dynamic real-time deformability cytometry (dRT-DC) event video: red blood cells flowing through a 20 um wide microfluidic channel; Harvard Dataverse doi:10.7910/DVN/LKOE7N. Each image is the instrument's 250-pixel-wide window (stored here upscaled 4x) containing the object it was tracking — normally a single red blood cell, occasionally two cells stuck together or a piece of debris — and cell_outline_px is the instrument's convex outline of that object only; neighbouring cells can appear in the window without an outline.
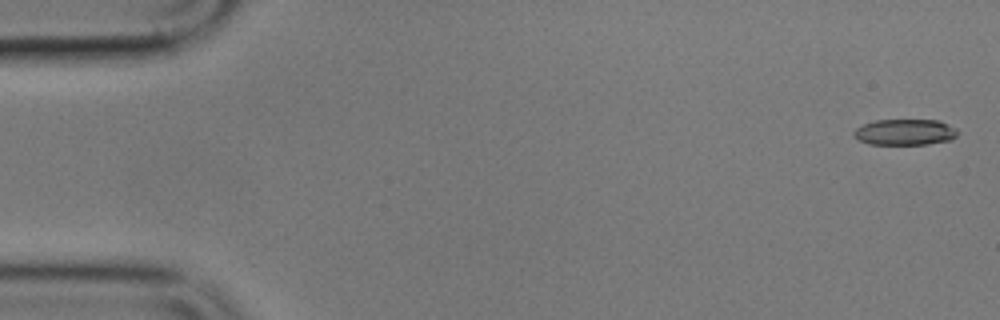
{"species": "common noctule bat (a hibernating species)", "species_latin": "Nyctalus noctula", "temperature_condition": "cold", "stored_images_in_passage": 4, "camera_frame_rate_fps": 3000, "um_per_image_px": 0.085, "animal": {"sex": "male", "body_mass_g": 17.9}, "frame": {"image": 1, "passage_image": 1, "time_ms": 0.0, "image_size_px": [1000, 320], "cell_outline_px": [[960, 132], [952, 140], [928, 144], [868, 144], [860, 140], [852, 132], [856, 128], [864, 124], [876, 120], [940, 120], [956, 128]], "centroid_in_image_um": [76.98, 11.23], "position_along_channel_um": 8.0, "area_um2": 15.78}}
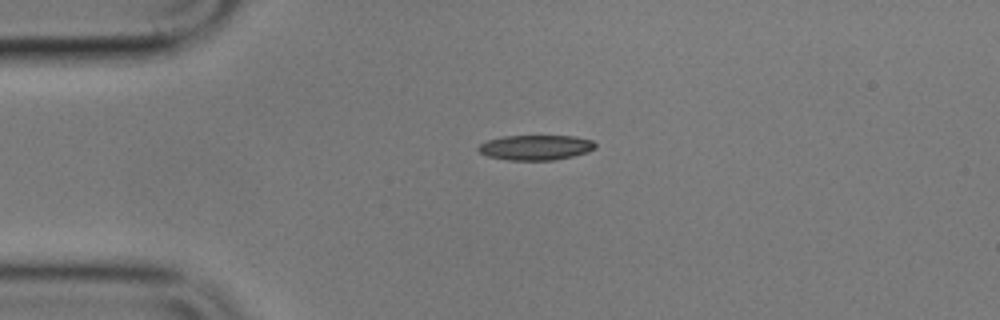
{"frame": {"image": 2, "passage_image": 3, "time_ms": 4.0, "image_size_px": [1000, 320], "cell_outline_px": [[596, 148], [588, 152], [556, 160], [508, 160], [488, 156], [480, 152], [476, 148], [480, 144], [488, 140], [504, 136], [576, 136], [592, 140], [596, 144]], "centroid_in_image_um": [45.56, 12.53], "position_along_channel_um": 39.4, "area_um2": 17.11}}